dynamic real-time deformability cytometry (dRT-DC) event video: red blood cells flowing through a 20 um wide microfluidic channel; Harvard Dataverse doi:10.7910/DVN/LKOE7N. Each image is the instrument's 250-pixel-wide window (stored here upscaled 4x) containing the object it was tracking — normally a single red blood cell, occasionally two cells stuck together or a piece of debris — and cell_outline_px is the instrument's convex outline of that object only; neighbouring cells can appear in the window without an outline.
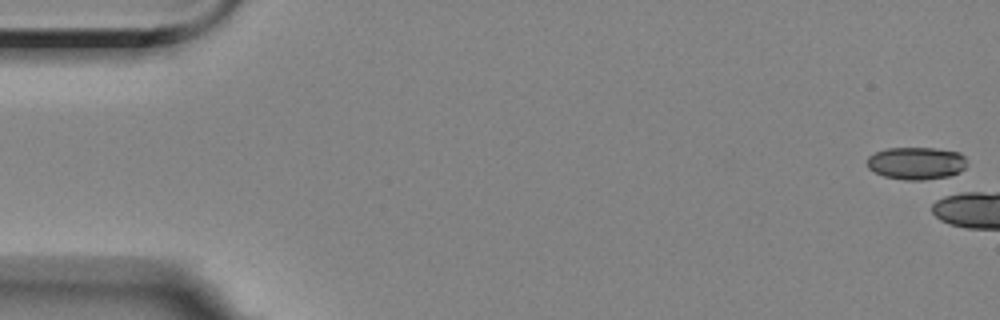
{"species": "Egyptian fruit bat (a non-hibernating species)", "species_latin": "Rousettus aegyptiacus", "temperature_condition": "room temperature", "stored_images_in_passage": 1, "camera_frame_rate_fps": 3000, "um_per_image_px": 0.085, "animal": {"sex": "female"}, "frame": {"image": 1, "passage_image": 1, "time_ms": 0.0, "image_size_px": [1000, 320], "cell_outline_px": [[964, 168], [960, 172], [948, 176], [924, 180], [904, 180], [884, 176], [868, 168], [868, 156], [876, 152], [888, 148], [936, 148], [960, 152], [964, 156]], "centroid_in_image_um": [77.88, 13.87], "position_along_channel_um": 7.1, "area_um2": 18.79}}